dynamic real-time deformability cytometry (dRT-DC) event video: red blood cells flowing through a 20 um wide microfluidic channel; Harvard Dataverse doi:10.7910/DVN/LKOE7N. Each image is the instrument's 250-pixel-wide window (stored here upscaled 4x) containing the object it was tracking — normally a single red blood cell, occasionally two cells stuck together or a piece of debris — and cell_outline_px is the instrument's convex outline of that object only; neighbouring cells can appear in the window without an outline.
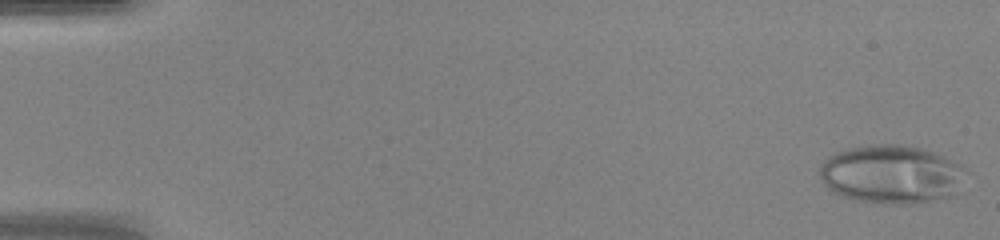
{"species": "human", "species_latin": "Homo sapiens", "temperature_condition": "warm", "stored_images_in_passage": 16, "camera_frame_rate_fps": 3000, "um_per_image_px": 0.085, "donor": {"sex": "female"}, "frame": {"image": 1, "passage_image": 1, "time_ms": 0.0, "image_size_px": [1000, 240], "cell_outline_px": [[968, 172], [952, 196], [912, 204], [896, 204], [856, 200], [832, 192], [816, 176], [820, 164], [828, 156], [836, 152], [848, 148], [868, 144], [896, 144], [920, 148], [936, 152], [968, 168]], "centroid_in_image_um": [75.74, 14.8], "position_along_channel_um": 9.3, "area_um2": 50.34}}